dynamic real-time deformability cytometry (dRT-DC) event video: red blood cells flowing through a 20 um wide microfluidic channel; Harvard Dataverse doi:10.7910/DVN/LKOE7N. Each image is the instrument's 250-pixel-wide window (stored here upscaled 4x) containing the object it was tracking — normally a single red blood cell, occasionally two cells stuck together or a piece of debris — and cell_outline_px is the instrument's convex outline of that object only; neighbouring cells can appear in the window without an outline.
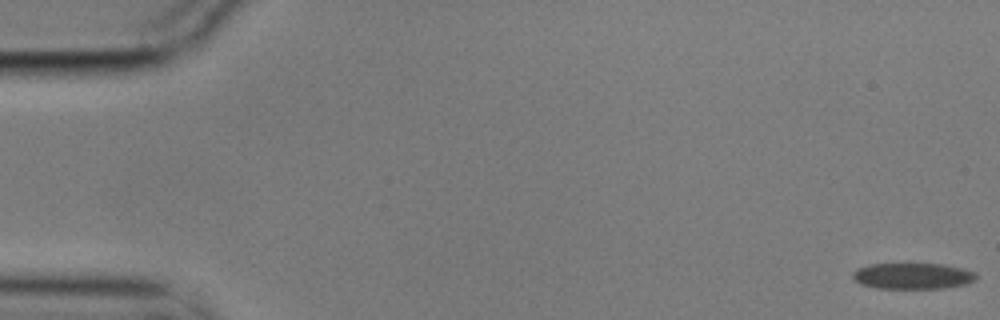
{"species": "common noctule bat (a hibernating species)", "species_latin": "Nyctalus noctula", "temperature_condition": "cold", "stored_images_in_passage": 3, "camera_frame_rate_fps": 3000, "um_per_image_px": 0.085, "animal": {"sex": "male", "body_mass_g": 17.9}, "frame": {"image": 1, "passage_image": 1, "time_ms": 0.0, "image_size_px": [1000, 320], "cell_outline_px": [[976, 280], [968, 284], [944, 288], [876, 288], [860, 284], [852, 276], [852, 272], [856, 268], [868, 264], [944, 264], [964, 268], [976, 272]], "centroid_in_image_um": [77.6, 23.45], "position_along_channel_um": 7.4, "area_um2": 18.96}}